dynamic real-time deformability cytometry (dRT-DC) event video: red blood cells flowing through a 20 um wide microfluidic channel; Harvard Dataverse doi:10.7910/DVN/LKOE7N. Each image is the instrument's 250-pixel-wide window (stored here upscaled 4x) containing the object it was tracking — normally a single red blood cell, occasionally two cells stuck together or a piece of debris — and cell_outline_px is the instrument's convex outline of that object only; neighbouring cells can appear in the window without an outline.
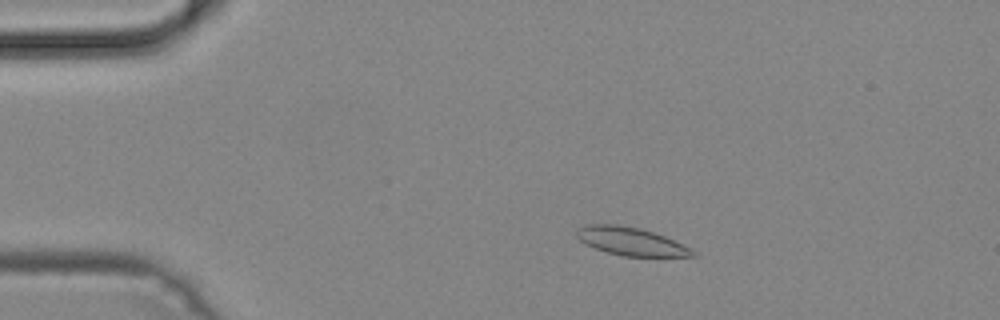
{"species": "common noctule bat (a hibernating species)", "species_latin": "Nyctalus noctula", "temperature_condition": "cold", "stored_images_in_passage": 48, "camera_frame_rate_fps": 3000, "um_per_image_px": 0.085, "animal": {"sex": "male", "body_mass_g": 19.2, "forearm_length_mm": 51.8}, "frame": {"image": 1, "passage_image": 8, "time_ms": 2.333, "image_size_px": [1000, 320], "cell_outline_px": [[700, 256], [624, 256], [608, 252], [584, 244], [576, 236], [576, 228], [584, 224], [616, 224], [640, 228], [664, 236], [684, 244], [692, 248]], "centroid_in_image_um": [53.63, 20.51], "position_along_channel_um": 31.4, "area_um2": 19.07}}
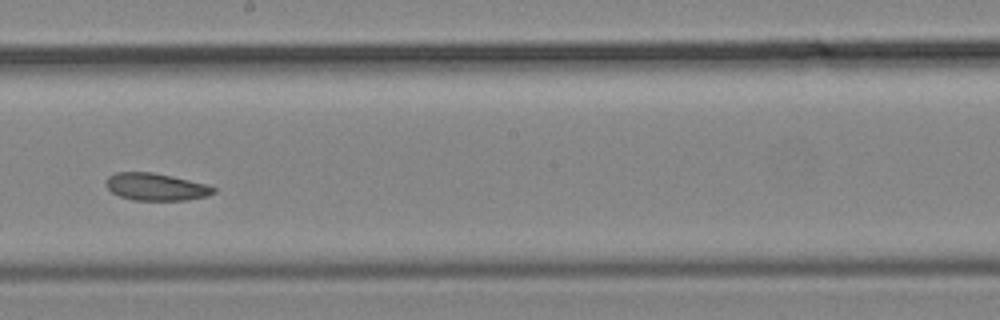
{"frame": {"image": 2, "passage_image": 27, "time_ms": 8.667, "image_size_px": [1000, 320], "cell_outline_px": [[216, 192], [208, 196], [184, 200], [132, 200], [120, 196], [112, 192], [104, 184], [104, 180], [108, 176], [116, 172], [152, 172], [172, 176], [208, 184], [216, 188]], "centroid_in_image_um": [13.25, 15.88], "position_along_channel_um": 235.0, "area_um2": 17.28}}
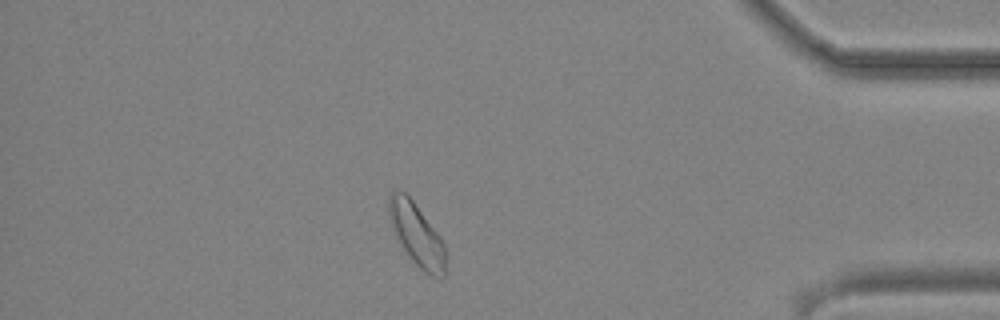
{"frame": {"image": 3, "passage_image": 42, "time_ms": 13.667, "image_size_px": [1000, 320], "cell_outline_px": [[444, 276], [440, 280], [424, 272], [408, 256], [400, 244], [392, 228], [388, 216], [388, 200], [392, 188], [396, 188], [404, 192], [412, 200], [440, 236], [444, 244]], "centroid_in_image_um": [35.38, 19.91], "position_along_channel_um": 399.8, "area_um2": 20.58}}